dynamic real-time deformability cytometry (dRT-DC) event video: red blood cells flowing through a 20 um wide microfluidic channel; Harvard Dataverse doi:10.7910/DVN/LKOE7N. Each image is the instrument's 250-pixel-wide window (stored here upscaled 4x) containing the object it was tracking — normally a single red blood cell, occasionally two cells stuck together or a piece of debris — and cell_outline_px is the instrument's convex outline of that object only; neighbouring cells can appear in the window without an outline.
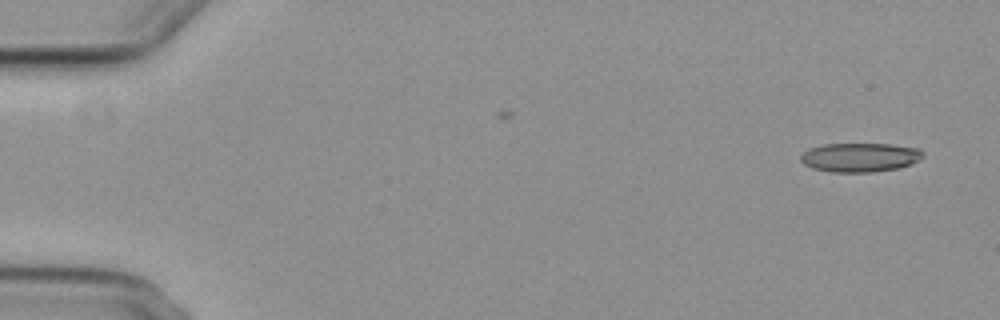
{"species": "common noctule bat (a hibernating species)", "species_latin": "Nyctalus noctula", "temperature_condition": "cold", "stored_images_in_passage": 8, "camera_frame_rate_fps": 3000, "um_per_image_px": 0.085, "animal": {"sex": "female", "body_mass_g": 29.2, "forearm_length_mm": 56.3}, "frame": {"image": 1, "passage_image": 1, "time_ms": 0.0, "image_size_px": [1000, 320], "cell_outline_px": [[924, 156], [920, 160], [900, 168], [872, 172], [832, 172], [812, 168], [804, 164], [800, 160], [800, 156], [808, 148], [824, 144], [892, 144], [920, 148], [924, 152]], "centroid_in_image_um": [73.12, 13.37], "position_along_channel_um": 11.9, "area_um2": 20.92}}
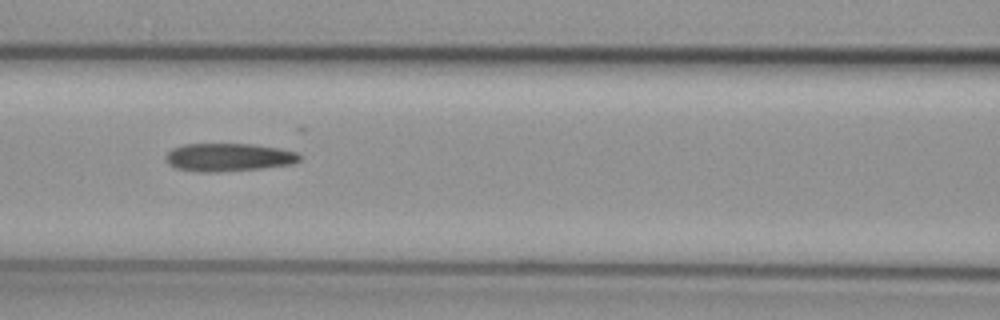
{"frame": {"image": 2, "passage_image": 6, "time_ms": 7.333, "image_size_px": [1000, 320], "cell_outline_px": [[300, 160], [292, 164], [260, 168], [220, 172], [196, 172], [176, 168], [168, 164], [164, 156], [172, 148], [184, 144], [252, 144], [280, 148], [296, 152], [300, 156]], "centroid_in_image_um": [19.39, 13.37], "position_along_channel_um": 147.2, "area_um2": 21.96}}
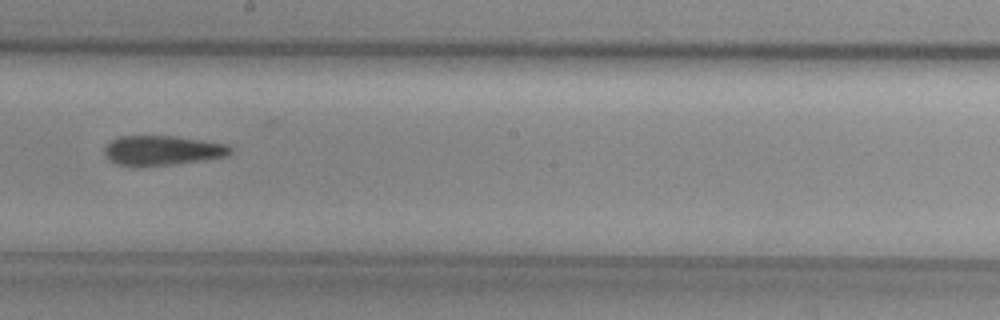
{"frame": {"image": 3, "passage_image": 8, "time_ms": 9.667, "image_size_px": [1000, 320], "cell_outline_px": [[232, 152], [228, 156], [172, 164], [116, 164], [104, 152], [104, 148], [108, 140], [116, 136], [176, 136], [228, 144], [232, 148]], "centroid_in_image_um": [13.82, 12.74], "position_along_channel_um": 234.4, "area_um2": 21.33}}